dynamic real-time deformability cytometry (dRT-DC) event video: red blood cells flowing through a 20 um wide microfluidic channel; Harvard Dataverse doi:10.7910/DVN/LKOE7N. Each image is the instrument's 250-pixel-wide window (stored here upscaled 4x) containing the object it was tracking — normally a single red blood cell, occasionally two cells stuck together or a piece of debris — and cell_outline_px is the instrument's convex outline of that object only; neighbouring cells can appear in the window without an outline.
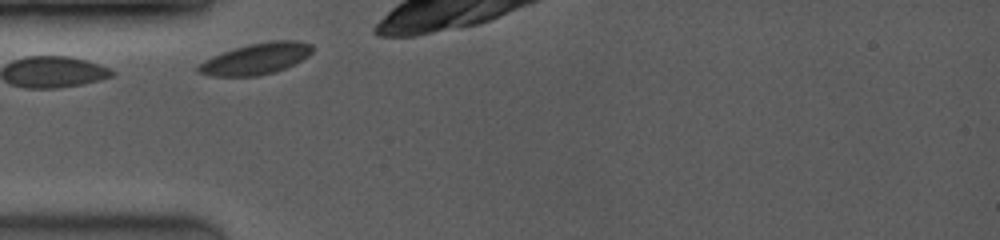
{"species": "common noctule bat (a hibernating species)", "species_latin": "Nyctalus noctula", "temperature_condition": "room temperature", "stored_images_in_passage": 3, "camera_frame_rate_fps": 3500, "um_per_image_px": 0.085, "animal": {"sex": "female", "body_mass_g": 19.0, "forearm_length_mm": 53.3}, "frame": {"image": 1, "passage_image": 1, "time_ms": 0.0, "image_size_px": [1000, 240], "cell_outline_px": [[312, 52], [308, 56], [284, 68], [272, 72], [256, 76], [212, 76], [196, 72], [196, 68], [204, 60], [212, 56], [248, 44], [276, 40], [296, 40], [312, 44]], "centroid_in_image_um": [21.74, 4.99], "position_along_channel_um": 63.3, "area_um2": 20.46}}